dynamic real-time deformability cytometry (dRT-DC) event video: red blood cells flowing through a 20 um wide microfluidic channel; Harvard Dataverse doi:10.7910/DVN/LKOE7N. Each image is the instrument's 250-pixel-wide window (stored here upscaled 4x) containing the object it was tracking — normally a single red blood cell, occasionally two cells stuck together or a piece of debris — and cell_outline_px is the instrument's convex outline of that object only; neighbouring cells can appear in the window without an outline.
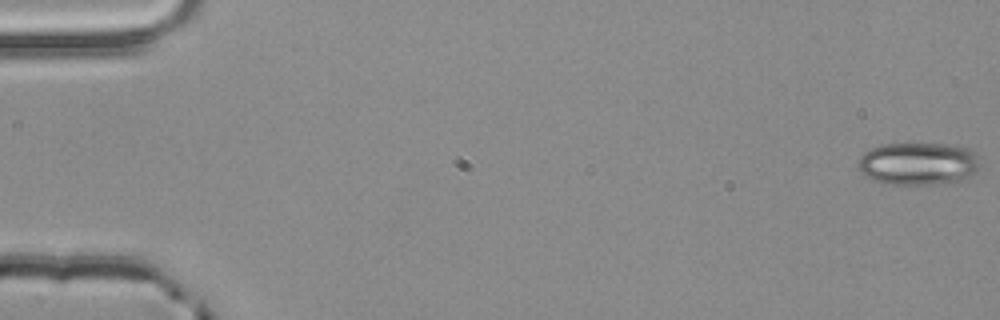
{"species": "common noctule bat (a hibernating species)", "species_latin": "Nyctalus noctula", "temperature_condition": "room temperature", "stored_images_in_passage": 5, "segment_of_instrument_passage": [1, 2], "camera_frame_rate_fps": 3000, "um_per_image_px": 0.085, "animal": {"sex": "male", "body_mass_g": 20.4}, "frame": {"image": 1, "passage_image": 1, "time_ms": 0.0, "image_size_px": [1000, 320], "cell_outline_px": [[980, 164], [976, 172], [960, 180], [940, 184], [880, 184], [864, 176], [860, 172], [860, 156], [864, 152], [880, 144], [944, 144], [968, 148], [976, 152], [980, 156]], "centroid_in_image_um": [78.06, 13.92], "position_along_channel_um": 6.9, "area_um2": 30.52}}